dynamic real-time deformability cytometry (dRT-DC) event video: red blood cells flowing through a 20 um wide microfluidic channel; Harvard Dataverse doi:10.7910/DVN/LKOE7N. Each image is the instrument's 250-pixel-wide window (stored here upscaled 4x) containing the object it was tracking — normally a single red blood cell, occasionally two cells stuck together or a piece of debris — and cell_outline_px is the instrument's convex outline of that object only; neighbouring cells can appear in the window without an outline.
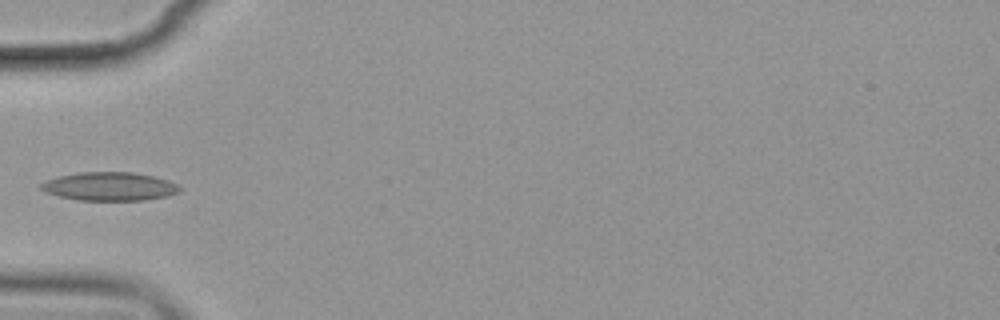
{"species": "common noctule bat (a hibernating species)", "species_latin": "Nyctalus noctula", "temperature_condition": "cold", "stored_images_in_passage": 6, "camera_frame_rate_fps": 3000, "um_per_image_px": 0.085, "animal": {"sex": "female", "body_mass_g": 19.9}, "frame": {"image": 1, "passage_image": 6, "time_ms": 5.667, "image_size_px": [1000, 320], "cell_outline_px": [[180, 192], [168, 196], [144, 200], [76, 200], [44, 192], [40, 188], [40, 184], [44, 180], [60, 176], [80, 172], [132, 172], [152, 176], [168, 180], [176, 184], [180, 188]], "centroid_in_image_um": [9.29, 15.85], "position_along_channel_um": 75.7, "area_um2": 23.0}}